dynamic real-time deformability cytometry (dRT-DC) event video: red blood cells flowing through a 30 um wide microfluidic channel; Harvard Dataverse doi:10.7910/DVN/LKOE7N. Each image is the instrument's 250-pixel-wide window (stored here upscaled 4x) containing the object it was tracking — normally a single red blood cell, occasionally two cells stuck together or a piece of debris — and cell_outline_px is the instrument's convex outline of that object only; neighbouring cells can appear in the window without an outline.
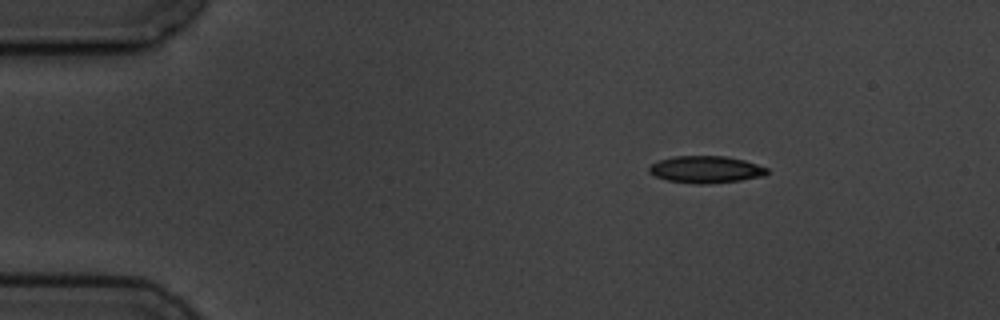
{"species": "common noctule bat (a hibernating species)", "species_latin": "Nyctalus noctula", "temperature_condition": "cold", "stored_images_in_passage": 4, "camera_frame_rate_fps": 3000, "um_per_image_px": 0.085, "animal": {"sex": "male", "body_mass_g": 19.5, "forearm_length_mm": 54.6}, "frame": {"image": 1, "passage_image": 1, "time_ms": 0.0, "image_size_px": [1000, 320], "cell_outline_px": [[768, 172], [764, 176], [740, 180], [704, 184], [696, 184], [668, 180], [656, 176], [648, 172], [648, 168], [652, 164], [660, 160], [672, 156], [724, 156], [744, 160], [768, 168]], "centroid_in_image_um": [59.99, 14.4], "position_along_channel_um": 25.0, "area_um2": 18.44}}
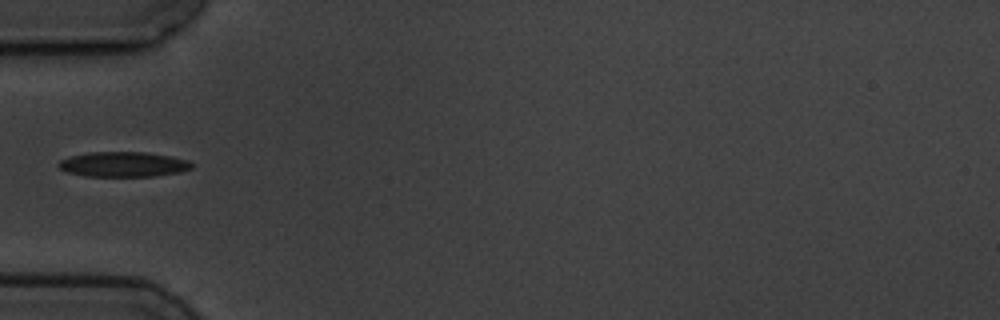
{"frame": {"image": 2, "passage_image": 4, "time_ms": 3.333, "image_size_px": [1000, 320], "cell_outline_px": [[192, 168], [180, 172], [156, 176], [84, 176], [68, 172], [60, 168], [56, 164], [60, 160], [72, 156], [88, 152], [148, 152], [188, 160], [192, 164]], "centroid_in_image_um": [10.48, 13.97], "position_along_channel_um": 74.5, "area_um2": 19.36}}